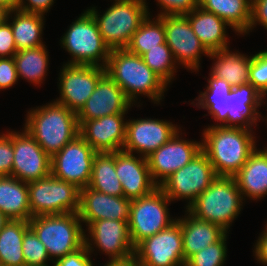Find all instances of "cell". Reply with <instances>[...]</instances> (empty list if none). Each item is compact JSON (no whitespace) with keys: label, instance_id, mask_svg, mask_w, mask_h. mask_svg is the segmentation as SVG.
Here are the masks:
<instances>
[{"label":"cell","instance_id":"obj_10","mask_svg":"<svg viewBox=\"0 0 267 266\" xmlns=\"http://www.w3.org/2000/svg\"><path fill=\"white\" fill-rule=\"evenodd\" d=\"M217 178L207 155L201 151L187 165L175 171L158 187L171 200H187L186 209Z\"/></svg>","mask_w":267,"mask_h":266},{"label":"cell","instance_id":"obj_41","mask_svg":"<svg viewBox=\"0 0 267 266\" xmlns=\"http://www.w3.org/2000/svg\"><path fill=\"white\" fill-rule=\"evenodd\" d=\"M14 149L10 132L0 135V176H10L14 161Z\"/></svg>","mask_w":267,"mask_h":266},{"label":"cell","instance_id":"obj_17","mask_svg":"<svg viewBox=\"0 0 267 266\" xmlns=\"http://www.w3.org/2000/svg\"><path fill=\"white\" fill-rule=\"evenodd\" d=\"M179 132L147 157L151 177L158 186L202 151V142L183 140Z\"/></svg>","mask_w":267,"mask_h":266},{"label":"cell","instance_id":"obj_26","mask_svg":"<svg viewBox=\"0 0 267 266\" xmlns=\"http://www.w3.org/2000/svg\"><path fill=\"white\" fill-rule=\"evenodd\" d=\"M193 32L209 52H215L228 47L226 26L224 20L198 6L185 15Z\"/></svg>","mask_w":267,"mask_h":266},{"label":"cell","instance_id":"obj_49","mask_svg":"<svg viewBox=\"0 0 267 266\" xmlns=\"http://www.w3.org/2000/svg\"><path fill=\"white\" fill-rule=\"evenodd\" d=\"M104 266H133V259L126 262H108Z\"/></svg>","mask_w":267,"mask_h":266},{"label":"cell","instance_id":"obj_24","mask_svg":"<svg viewBox=\"0 0 267 266\" xmlns=\"http://www.w3.org/2000/svg\"><path fill=\"white\" fill-rule=\"evenodd\" d=\"M185 213L184 218H177L181 223L184 263L193 254L219 241L227 233L218 225L195 217L187 209Z\"/></svg>","mask_w":267,"mask_h":266},{"label":"cell","instance_id":"obj_35","mask_svg":"<svg viewBox=\"0 0 267 266\" xmlns=\"http://www.w3.org/2000/svg\"><path fill=\"white\" fill-rule=\"evenodd\" d=\"M155 18L150 19L148 15L141 23L126 47L129 52L142 56L159 44L166 43L163 20L160 17Z\"/></svg>","mask_w":267,"mask_h":266},{"label":"cell","instance_id":"obj_25","mask_svg":"<svg viewBox=\"0 0 267 266\" xmlns=\"http://www.w3.org/2000/svg\"><path fill=\"white\" fill-rule=\"evenodd\" d=\"M250 154L246 163L233 176L244 200H258L267 195V147Z\"/></svg>","mask_w":267,"mask_h":266},{"label":"cell","instance_id":"obj_13","mask_svg":"<svg viewBox=\"0 0 267 266\" xmlns=\"http://www.w3.org/2000/svg\"><path fill=\"white\" fill-rule=\"evenodd\" d=\"M96 151L78 135L51 158V174L82 189L88 186Z\"/></svg>","mask_w":267,"mask_h":266},{"label":"cell","instance_id":"obj_20","mask_svg":"<svg viewBox=\"0 0 267 266\" xmlns=\"http://www.w3.org/2000/svg\"><path fill=\"white\" fill-rule=\"evenodd\" d=\"M131 201L124 196H111L88 186L80 189L78 216L88 227L96 220L128 221Z\"/></svg>","mask_w":267,"mask_h":266},{"label":"cell","instance_id":"obj_22","mask_svg":"<svg viewBox=\"0 0 267 266\" xmlns=\"http://www.w3.org/2000/svg\"><path fill=\"white\" fill-rule=\"evenodd\" d=\"M133 104L123 90L105 73L98 81L95 90L86 104L77 113L78 120H94L103 116L127 111Z\"/></svg>","mask_w":267,"mask_h":266},{"label":"cell","instance_id":"obj_12","mask_svg":"<svg viewBox=\"0 0 267 266\" xmlns=\"http://www.w3.org/2000/svg\"><path fill=\"white\" fill-rule=\"evenodd\" d=\"M86 228L89 235H85V244L90 253L96 247L108 255V262H126L134 258L135 247L130 239L128 221L96 220Z\"/></svg>","mask_w":267,"mask_h":266},{"label":"cell","instance_id":"obj_4","mask_svg":"<svg viewBox=\"0 0 267 266\" xmlns=\"http://www.w3.org/2000/svg\"><path fill=\"white\" fill-rule=\"evenodd\" d=\"M243 197L234 177L217 176L187 208L195 217L214 223L228 233L240 214Z\"/></svg>","mask_w":267,"mask_h":266},{"label":"cell","instance_id":"obj_11","mask_svg":"<svg viewBox=\"0 0 267 266\" xmlns=\"http://www.w3.org/2000/svg\"><path fill=\"white\" fill-rule=\"evenodd\" d=\"M133 259L144 266H185L180 221L141 241Z\"/></svg>","mask_w":267,"mask_h":266},{"label":"cell","instance_id":"obj_47","mask_svg":"<svg viewBox=\"0 0 267 266\" xmlns=\"http://www.w3.org/2000/svg\"><path fill=\"white\" fill-rule=\"evenodd\" d=\"M258 237L256 244L254 245V256L256 260L262 265H267V235L262 231Z\"/></svg>","mask_w":267,"mask_h":266},{"label":"cell","instance_id":"obj_31","mask_svg":"<svg viewBox=\"0 0 267 266\" xmlns=\"http://www.w3.org/2000/svg\"><path fill=\"white\" fill-rule=\"evenodd\" d=\"M208 85L204 92H200L196 103H191L197 107L208 110L213 119L217 122L216 126L227 127V97L232 86L224 79L215 77L211 72L209 73ZM219 122V123H218ZM222 122V123H221Z\"/></svg>","mask_w":267,"mask_h":266},{"label":"cell","instance_id":"obj_40","mask_svg":"<svg viewBox=\"0 0 267 266\" xmlns=\"http://www.w3.org/2000/svg\"><path fill=\"white\" fill-rule=\"evenodd\" d=\"M162 15H186L199 6V0H157Z\"/></svg>","mask_w":267,"mask_h":266},{"label":"cell","instance_id":"obj_16","mask_svg":"<svg viewBox=\"0 0 267 266\" xmlns=\"http://www.w3.org/2000/svg\"><path fill=\"white\" fill-rule=\"evenodd\" d=\"M10 139L14 149L10 176L28 183L51 174V158L25 129L10 131Z\"/></svg>","mask_w":267,"mask_h":266},{"label":"cell","instance_id":"obj_37","mask_svg":"<svg viewBox=\"0 0 267 266\" xmlns=\"http://www.w3.org/2000/svg\"><path fill=\"white\" fill-rule=\"evenodd\" d=\"M226 233L219 241L189 257L185 266H223L227 258Z\"/></svg>","mask_w":267,"mask_h":266},{"label":"cell","instance_id":"obj_33","mask_svg":"<svg viewBox=\"0 0 267 266\" xmlns=\"http://www.w3.org/2000/svg\"><path fill=\"white\" fill-rule=\"evenodd\" d=\"M88 187L111 196H124L121 181L115 172V152L96 153Z\"/></svg>","mask_w":267,"mask_h":266},{"label":"cell","instance_id":"obj_18","mask_svg":"<svg viewBox=\"0 0 267 266\" xmlns=\"http://www.w3.org/2000/svg\"><path fill=\"white\" fill-rule=\"evenodd\" d=\"M181 128L169 121L146 118L126 121V141L123 151L147 158Z\"/></svg>","mask_w":267,"mask_h":266},{"label":"cell","instance_id":"obj_36","mask_svg":"<svg viewBox=\"0 0 267 266\" xmlns=\"http://www.w3.org/2000/svg\"><path fill=\"white\" fill-rule=\"evenodd\" d=\"M142 59L154 73L170 85L178 66H176L177 63L172 51L166 43L159 44L158 47L148 50L142 55Z\"/></svg>","mask_w":267,"mask_h":266},{"label":"cell","instance_id":"obj_42","mask_svg":"<svg viewBox=\"0 0 267 266\" xmlns=\"http://www.w3.org/2000/svg\"><path fill=\"white\" fill-rule=\"evenodd\" d=\"M86 244L55 261L58 266H94Z\"/></svg>","mask_w":267,"mask_h":266},{"label":"cell","instance_id":"obj_30","mask_svg":"<svg viewBox=\"0 0 267 266\" xmlns=\"http://www.w3.org/2000/svg\"><path fill=\"white\" fill-rule=\"evenodd\" d=\"M199 6L224 20L235 33L244 35L249 30L251 0H199Z\"/></svg>","mask_w":267,"mask_h":266},{"label":"cell","instance_id":"obj_52","mask_svg":"<svg viewBox=\"0 0 267 266\" xmlns=\"http://www.w3.org/2000/svg\"><path fill=\"white\" fill-rule=\"evenodd\" d=\"M133 266H144V265L141 264V263L136 262V261L133 259Z\"/></svg>","mask_w":267,"mask_h":266},{"label":"cell","instance_id":"obj_6","mask_svg":"<svg viewBox=\"0 0 267 266\" xmlns=\"http://www.w3.org/2000/svg\"><path fill=\"white\" fill-rule=\"evenodd\" d=\"M28 222L52 263L85 244L86 231L77 212L35 216Z\"/></svg>","mask_w":267,"mask_h":266},{"label":"cell","instance_id":"obj_34","mask_svg":"<svg viewBox=\"0 0 267 266\" xmlns=\"http://www.w3.org/2000/svg\"><path fill=\"white\" fill-rule=\"evenodd\" d=\"M18 78H24L33 85L43 83L49 65L46 45L19 50L13 57Z\"/></svg>","mask_w":267,"mask_h":266},{"label":"cell","instance_id":"obj_32","mask_svg":"<svg viewBox=\"0 0 267 266\" xmlns=\"http://www.w3.org/2000/svg\"><path fill=\"white\" fill-rule=\"evenodd\" d=\"M29 228L26 220H9L0 230L1 266H25L22 242Z\"/></svg>","mask_w":267,"mask_h":266},{"label":"cell","instance_id":"obj_15","mask_svg":"<svg viewBox=\"0 0 267 266\" xmlns=\"http://www.w3.org/2000/svg\"><path fill=\"white\" fill-rule=\"evenodd\" d=\"M59 73L60 97L55 101L78 113L93 93L105 68L93 65L63 64Z\"/></svg>","mask_w":267,"mask_h":266},{"label":"cell","instance_id":"obj_43","mask_svg":"<svg viewBox=\"0 0 267 266\" xmlns=\"http://www.w3.org/2000/svg\"><path fill=\"white\" fill-rule=\"evenodd\" d=\"M17 52L11 24L5 20L0 25V58L14 57Z\"/></svg>","mask_w":267,"mask_h":266},{"label":"cell","instance_id":"obj_45","mask_svg":"<svg viewBox=\"0 0 267 266\" xmlns=\"http://www.w3.org/2000/svg\"><path fill=\"white\" fill-rule=\"evenodd\" d=\"M257 24H261L267 30V0H251V21L248 34Z\"/></svg>","mask_w":267,"mask_h":266},{"label":"cell","instance_id":"obj_28","mask_svg":"<svg viewBox=\"0 0 267 266\" xmlns=\"http://www.w3.org/2000/svg\"><path fill=\"white\" fill-rule=\"evenodd\" d=\"M208 57L215 61L210 69L215 77L224 79L232 87L250 83L251 56L248 57L238 51H229L228 46L218 51L210 52Z\"/></svg>","mask_w":267,"mask_h":266},{"label":"cell","instance_id":"obj_51","mask_svg":"<svg viewBox=\"0 0 267 266\" xmlns=\"http://www.w3.org/2000/svg\"><path fill=\"white\" fill-rule=\"evenodd\" d=\"M10 219L0 211V230Z\"/></svg>","mask_w":267,"mask_h":266},{"label":"cell","instance_id":"obj_8","mask_svg":"<svg viewBox=\"0 0 267 266\" xmlns=\"http://www.w3.org/2000/svg\"><path fill=\"white\" fill-rule=\"evenodd\" d=\"M28 190L32 217L78 212L80 188L73 183L50 174L28 182Z\"/></svg>","mask_w":267,"mask_h":266},{"label":"cell","instance_id":"obj_3","mask_svg":"<svg viewBox=\"0 0 267 266\" xmlns=\"http://www.w3.org/2000/svg\"><path fill=\"white\" fill-rule=\"evenodd\" d=\"M26 117L23 129L50 158L79 135L77 113L55 100L32 108Z\"/></svg>","mask_w":267,"mask_h":266},{"label":"cell","instance_id":"obj_14","mask_svg":"<svg viewBox=\"0 0 267 266\" xmlns=\"http://www.w3.org/2000/svg\"><path fill=\"white\" fill-rule=\"evenodd\" d=\"M165 28L166 44L172 51L177 65L188 70L198 71L201 54L209 56L210 52L195 35L185 15H162Z\"/></svg>","mask_w":267,"mask_h":266},{"label":"cell","instance_id":"obj_48","mask_svg":"<svg viewBox=\"0 0 267 266\" xmlns=\"http://www.w3.org/2000/svg\"><path fill=\"white\" fill-rule=\"evenodd\" d=\"M18 0H0V5L5 7L8 11L17 8Z\"/></svg>","mask_w":267,"mask_h":266},{"label":"cell","instance_id":"obj_38","mask_svg":"<svg viewBox=\"0 0 267 266\" xmlns=\"http://www.w3.org/2000/svg\"><path fill=\"white\" fill-rule=\"evenodd\" d=\"M22 250L25 266H49L51 259L47 249L31 228L24 234Z\"/></svg>","mask_w":267,"mask_h":266},{"label":"cell","instance_id":"obj_9","mask_svg":"<svg viewBox=\"0 0 267 266\" xmlns=\"http://www.w3.org/2000/svg\"><path fill=\"white\" fill-rule=\"evenodd\" d=\"M168 203L171 200L159 187L149 195L131 201L128 228L134 247L177 220L170 218Z\"/></svg>","mask_w":267,"mask_h":266},{"label":"cell","instance_id":"obj_53","mask_svg":"<svg viewBox=\"0 0 267 266\" xmlns=\"http://www.w3.org/2000/svg\"><path fill=\"white\" fill-rule=\"evenodd\" d=\"M263 232L267 235V223Z\"/></svg>","mask_w":267,"mask_h":266},{"label":"cell","instance_id":"obj_50","mask_svg":"<svg viewBox=\"0 0 267 266\" xmlns=\"http://www.w3.org/2000/svg\"><path fill=\"white\" fill-rule=\"evenodd\" d=\"M8 10L0 5V25L7 19Z\"/></svg>","mask_w":267,"mask_h":266},{"label":"cell","instance_id":"obj_2","mask_svg":"<svg viewBox=\"0 0 267 266\" xmlns=\"http://www.w3.org/2000/svg\"><path fill=\"white\" fill-rule=\"evenodd\" d=\"M105 71L132 104L137 103V96L145 95L154 104L159 105L168 87V84L146 65L142 56L131 53L126 48L110 51Z\"/></svg>","mask_w":267,"mask_h":266},{"label":"cell","instance_id":"obj_44","mask_svg":"<svg viewBox=\"0 0 267 266\" xmlns=\"http://www.w3.org/2000/svg\"><path fill=\"white\" fill-rule=\"evenodd\" d=\"M18 80L13 57L0 58V90L12 87Z\"/></svg>","mask_w":267,"mask_h":266},{"label":"cell","instance_id":"obj_46","mask_svg":"<svg viewBox=\"0 0 267 266\" xmlns=\"http://www.w3.org/2000/svg\"><path fill=\"white\" fill-rule=\"evenodd\" d=\"M26 1L28 3H26ZM26 3V4H25ZM54 0H18L17 8L26 13H37L44 15L51 9Z\"/></svg>","mask_w":267,"mask_h":266},{"label":"cell","instance_id":"obj_23","mask_svg":"<svg viewBox=\"0 0 267 266\" xmlns=\"http://www.w3.org/2000/svg\"><path fill=\"white\" fill-rule=\"evenodd\" d=\"M265 97L250 83L232 87L227 97V127L249 129L263 116L257 109Z\"/></svg>","mask_w":267,"mask_h":266},{"label":"cell","instance_id":"obj_21","mask_svg":"<svg viewBox=\"0 0 267 266\" xmlns=\"http://www.w3.org/2000/svg\"><path fill=\"white\" fill-rule=\"evenodd\" d=\"M115 172L122 184L124 197L132 201L152 193L158 185L153 181L147 158L125 152H115Z\"/></svg>","mask_w":267,"mask_h":266},{"label":"cell","instance_id":"obj_1","mask_svg":"<svg viewBox=\"0 0 267 266\" xmlns=\"http://www.w3.org/2000/svg\"><path fill=\"white\" fill-rule=\"evenodd\" d=\"M253 130L210 125L203 130L202 151L217 176L233 177L257 148Z\"/></svg>","mask_w":267,"mask_h":266},{"label":"cell","instance_id":"obj_7","mask_svg":"<svg viewBox=\"0 0 267 266\" xmlns=\"http://www.w3.org/2000/svg\"><path fill=\"white\" fill-rule=\"evenodd\" d=\"M63 35L60 44L72 56V60L65 64L105 68L111 50L104 43L98 24L88 9L72 22Z\"/></svg>","mask_w":267,"mask_h":266},{"label":"cell","instance_id":"obj_19","mask_svg":"<svg viewBox=\"0 0 267 266\" xmlns=\"http://www.w3.org/2000/svg\"><path fill=\"white\" fill-rule=\"evenodd\" d=\"M125 114L103 116L94 120H78L79 135L97 152H117L126 141Z\"/></svg>","mask_w":267,"mask_h":266},{"label":"cell","instance_id":"obj_27","mask_svg":"<svg viewBox=\"0 0 267 266\" xmlns=\"http://www.w3.org/2000/svg\"><path fill=\"white\" fill-rule=\"evenodd\" d=\"M0 211L10 220L29 221L32 218L27 182L0 176Z\"/></svg>","mask_w":267,"mask_h":266},{"label":"cell","instance_id":"obj_39","mask_svg":"<svg viewBox=\"0 0 267 266\" xmlns=\"http://www.w3.org/2000/svg\"><path fill=\"white\" fill-rule=\"evenodd\" d=\"M249 81L264 97H267V50L251 56Z\"/></svg>","mask_w":267,"mask_h":266},{"label":"cell","instance_id":"obj_29","mask_svg":"<svg viewBox=\"0 0 267 266\" xmlns=\"http://www.w3.org/2000/svg\"><path fill=\"white\" fill-rule=\"evenodd\" d=\"M6 20L11 24L17 51L45 45L41 40L44 15L13 9L8 12Z\"/></svg>","mask_w":267,"mask_h":266},{"label":"cell","instance_id":"obj_5","mask_svg":"<svg viewBox=\"0 0 267 266\" xmlns=\"http://www.w3.org/2000/svg\"><path fill=\"white\" fill-rule=\"evenodd\" d=\"M114 1L103 15L98 13L96 7L88 8L110 50L126 48L133 34L150 15L146 0Z\"/></svg>","mask_w":267,"mask_h":266}]
</instances>
